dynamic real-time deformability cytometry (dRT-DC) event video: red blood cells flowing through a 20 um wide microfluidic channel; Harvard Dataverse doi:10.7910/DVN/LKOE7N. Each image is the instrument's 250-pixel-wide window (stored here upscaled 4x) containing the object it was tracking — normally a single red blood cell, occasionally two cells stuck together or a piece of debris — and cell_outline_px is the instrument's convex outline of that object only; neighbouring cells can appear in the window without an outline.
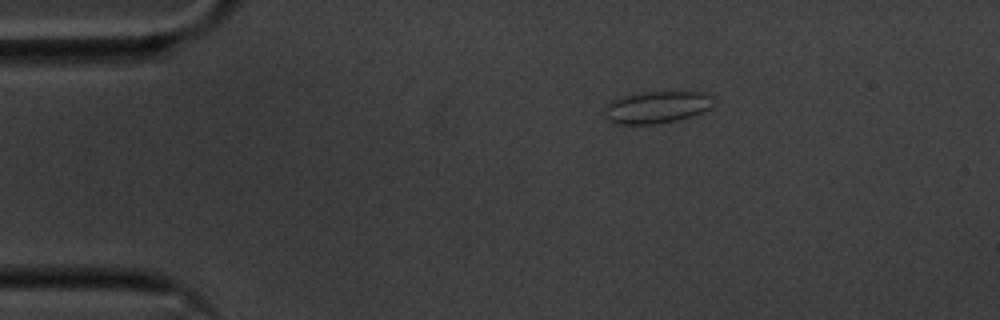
{"species": "common noctule bat (a hibernating species)", "species_latin": "Nyctalus noctula", "temperature_condition": "cold", "stored_images_in_passage": 47, "camera_frame_rate_fps": 3000, "um_per_image_px": 0.085, "animal": {"sex": "male", "body_mass_g": 20.1, "forearm_length_mm": 53.5}, "frame": {"image": 1, "passage_image": 1, "time_ms": 0.0, "image_size_px": [1000, 320], "cell_outline_px": [[716, 104], [712, 108], [676, 120], [652, 124], [616, 124], [608, 120], [604, 108], [604, 104], [612, 100], [624, 96], [648, 92], [704, 92], [712, 96], [716, 100]], "centroid_in_image_um": [55.85, 9.1], "position_along_channel_um": 29.2, "area_um2": 20.29}}
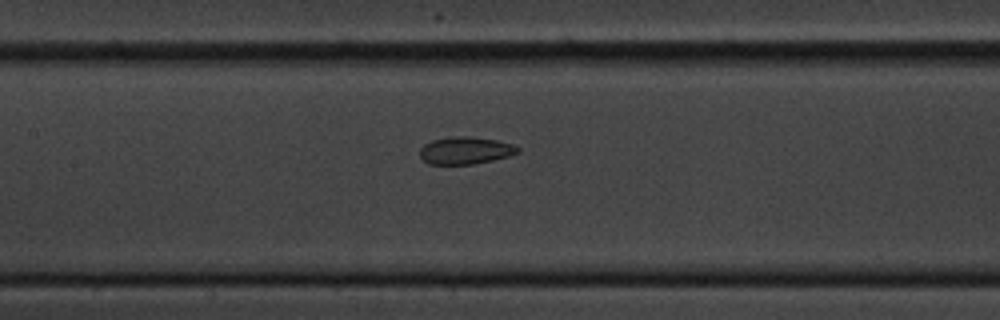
{"frame": {"image": 2, "passage_image": 17, "time_ms": 5.333, "image_size_px": [1000, 320], "cell_outline_px": [[520, 152], [508, 156], [492, 160], [472, 164], [428, 164], [420, 156], [420, 148], [424, 144], [432, 140], [448, 136], [468, 136], [496, 140], [512, 144], [520, 148]], "centroid_in_image_um": [39.54, 12.78], "position_along_channel_um": 167.9, "area_um2": 15.61}}
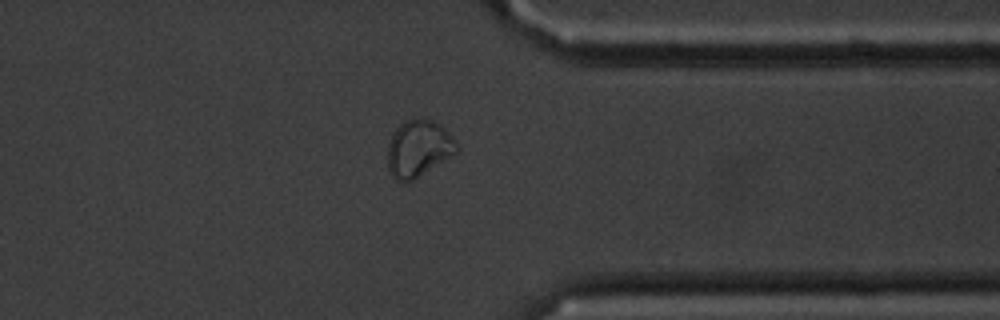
{"frame": {"image": 3, "passage_image": 35, "time_ms": 11.333, "image_size_px": [1000, 320], "cell_outline_px": [[460, 148], [456, 152], [412, 180], [396, 180], [392, 176], [388, 168], [388, 144], [396, 128], [404, 120], [432, 120], [440, 124], [448, 132]], "centroid_in_image_um": [35.56, 12.61], "position_along_channel_um": 375.8, "area_um2": 22.14}, "authors_computed_cell_mechanics": {"area_um2": 16.6464, "velocity_mm_per_s": 3.5511, "shape_relaxation_time_tau1_ms": null, "shape_relaxation_time_tau2_ms": 1.5545, "deformation_change_tau1": null, "deformation_change_tau2": 0.0613}}